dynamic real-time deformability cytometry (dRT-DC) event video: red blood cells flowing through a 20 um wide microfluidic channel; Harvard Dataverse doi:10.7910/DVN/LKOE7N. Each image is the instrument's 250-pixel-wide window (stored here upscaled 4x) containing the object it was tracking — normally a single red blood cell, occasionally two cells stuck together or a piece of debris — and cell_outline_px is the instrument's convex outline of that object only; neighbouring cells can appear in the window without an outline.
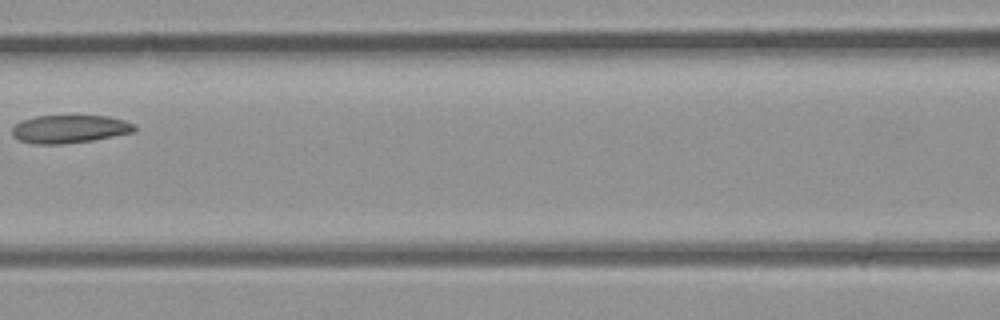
{"species": "common noctule bat (a hibernating species)", "species_latin": "Nyctalus noctula", "temperature_condition": "room temperature", "stored_images_in_passage": 5, "camera_frame_rate_fps": 3000, "um_per_image_px": 0.085, "animal": {"sex": "male", "body_mass_g": 23.1, "forearm_length_mm": 52.7}, "frame": {"image": 1, "passage_image": 5, "time_ms": 1.333, "image_size_px": [1000, 320], "cell_outline_px": [[136, 132], [92, 140], [64, 144], [32, 144], [20, 140], [12, 136], [12, 128], [16, 124], [24, 120], [36, 116], [108, 116], [124, 120], [136, 124]], "centroid_in_image_um": [5.95, 10.97], "position_along_channel_um": 160.7, "area_um2": 20.06}}